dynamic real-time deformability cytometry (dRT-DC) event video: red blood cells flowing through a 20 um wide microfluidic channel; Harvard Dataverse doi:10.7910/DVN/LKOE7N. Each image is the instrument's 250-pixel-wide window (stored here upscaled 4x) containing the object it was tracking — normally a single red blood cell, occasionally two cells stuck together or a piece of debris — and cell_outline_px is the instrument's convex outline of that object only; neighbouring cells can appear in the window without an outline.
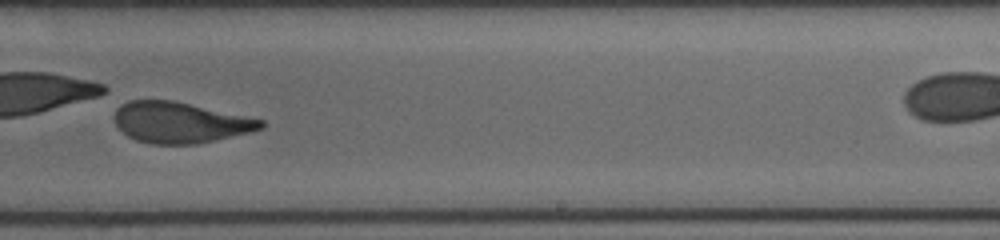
{"species": "human", "species_latin": "Homo sapiens", "temperature_condition": "cold", "stored_images_in_passage": 22, "segment_of_instrument_passage": [1, 2], "camera_frame_rate_fps": 3000, "um_per_image_px": 0.085, "donor": {"sex": "female"}, "frame": {"image": 1, "passage_image": 19, "time_ms": 6.333, "image_size_px": [1000, 240], "cell_outline_px": [[264, 128], [248, 132], [196, 144], [152, 144], [136, 140], [128, 136], [116, 124], [112, 116], [116, 108], [120, 104], [128, 100], [172, 100], [264, 120]], "centroid_in_image_um": [15.25, 10.4], "position_along_channel_um": 273.8, "area_um2": 34.68}}